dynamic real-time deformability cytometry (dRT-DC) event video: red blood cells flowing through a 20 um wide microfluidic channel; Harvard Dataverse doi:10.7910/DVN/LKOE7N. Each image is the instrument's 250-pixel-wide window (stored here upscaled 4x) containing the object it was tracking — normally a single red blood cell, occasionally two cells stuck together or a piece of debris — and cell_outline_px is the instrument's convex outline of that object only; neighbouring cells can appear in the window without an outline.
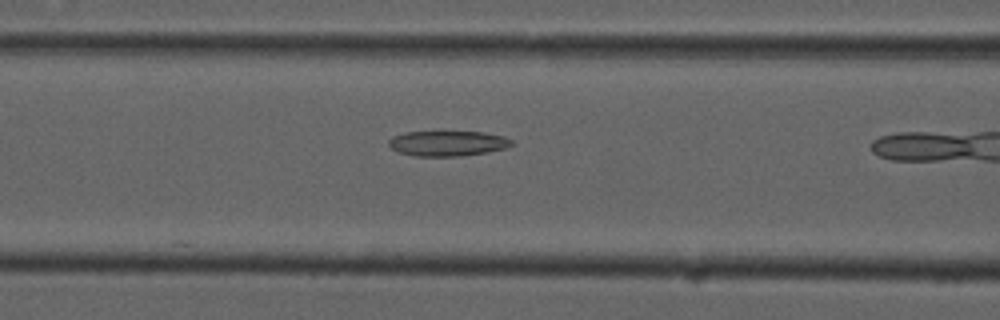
{"species": "common noctule bat (a hibernating species)", "species_latin": "Nyctalus noctula", "temperature_condition": "cold", "stored_images_in_passage": 4, "camera_frame_rate_fps": 3000, "um_per_image_px": 0.085, "animal": {"sex": "male", "forearm_length_mm": 52.5}, "frame": {"image": 1, "passage_image": 3, "time_ms": 0.667, "image_size_px": [1000, 320], "cell_outline_px": [[512, 144], [504, 148], [484, 152], [460, 156], [416, 156], [396, 152], [388, 144], [388, 140], [392, 136], [408, 132], [480, 132], [504, 136], [512, 140]], "centroid_in_image_um": [37.99, 12.19], "position_along_channel_um": 128.6, "area_um2": 17.86}}